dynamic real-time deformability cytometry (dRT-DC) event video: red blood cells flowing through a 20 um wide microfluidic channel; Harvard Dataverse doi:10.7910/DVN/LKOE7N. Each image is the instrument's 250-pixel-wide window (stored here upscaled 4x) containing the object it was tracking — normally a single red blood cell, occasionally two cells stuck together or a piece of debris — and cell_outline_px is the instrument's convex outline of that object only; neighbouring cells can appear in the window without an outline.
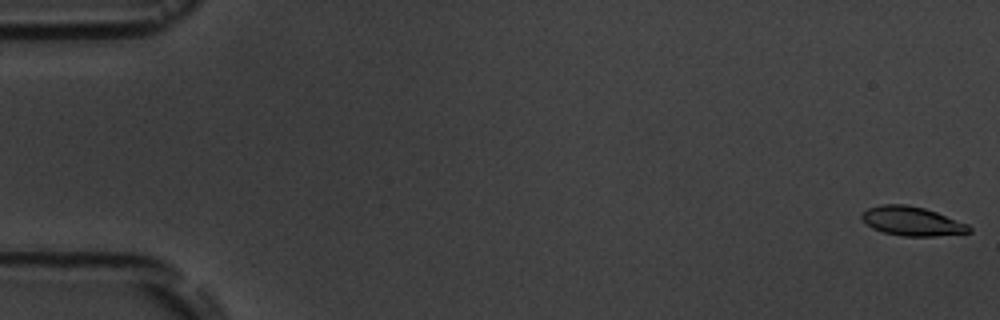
{"species": "common noctule bat (a hibernating species)", "species_latin": "Nyctalus noctula", "temperature_condition": "room temperature", "stored_images_in_passage": 6, "camera_frame_rate_fps": 3000, "um_per_image_px": 0.085, "animal": {"sex": "male", "body_mass_g": 19.5, "forearm_length_mm": 54.6}, "frame": {"image": 1, "passage_image": 1, "time_ms": 0.0, "image_size_px": [1000, 320], "cell_outline_px": [[972, 232], [936, 236], [904, 236], [884, 232], [872, 228], [860, 216], [860, 212], [868, 208], [880, 204], [904, 204], [924, 208], [936, 212], [968, 224], [972, 228]], "centroid_in_image_um": [77.51, 18.79], "position_along_channel_um": 7.5, "area_um2": 18.15}}